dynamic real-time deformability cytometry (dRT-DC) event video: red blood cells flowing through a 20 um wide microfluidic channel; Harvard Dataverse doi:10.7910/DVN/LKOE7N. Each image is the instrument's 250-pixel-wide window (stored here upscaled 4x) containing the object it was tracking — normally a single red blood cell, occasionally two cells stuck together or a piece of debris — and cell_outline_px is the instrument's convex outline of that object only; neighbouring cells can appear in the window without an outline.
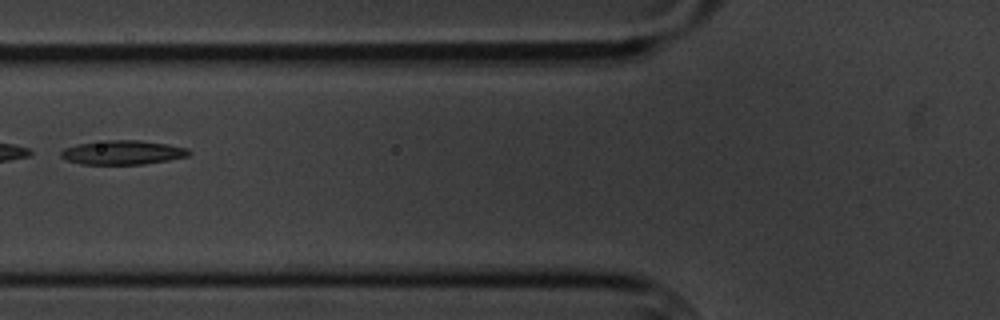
{"species": "common noctule bat (a hibernating species)", "species_latin": "Nyctalus noctula", "temperature_condition": "cold", "stored_images_in_passage": 4, "camera_frame_rate_fps": 3000, "um_per_image_px": 0.085, "animal": {"sex": "male", "body_mass_g": 20.1, "forearm_length_mm": 53.5}, "frame": {"image": 1, "passage_image": 2, "time_ms": 1.333, "image_size_px": [1000, 320], "cell_outline_px": [[192, 152], [188, 156], [168, 160], [144, 164], [80, 164], [68, 160], [60, 156], [60, 152], [64, 148], [76, 144], [108, 140], [140, 140], [168, 144], [188, 148]], "centroid_in_image_um": [10.44, 12.95], "position_along_channel_um": 115.4, "area_um2": 18.03}}
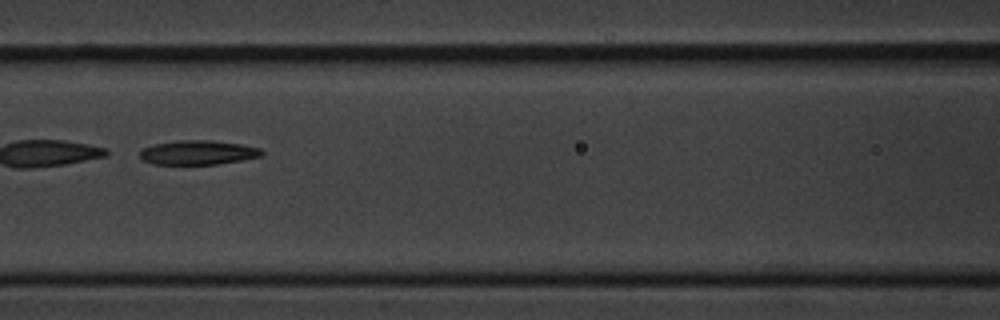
{"frame": {"image": 2, "passage_image": 3, "time_ms": 2.333, "image_size_px": [1000, 320], "cell_outline_px": [[264, 156], [216, 164], [152, 164], [140, 160], [140, 148], [156, 144], [180, 140], [212, 140], [240, 144], [260, 148], [264, 152]], "centroid_in_image_um": [16.81, 12.96], "position_along_channel_um": 149.8, "area_um2": 17.34}}
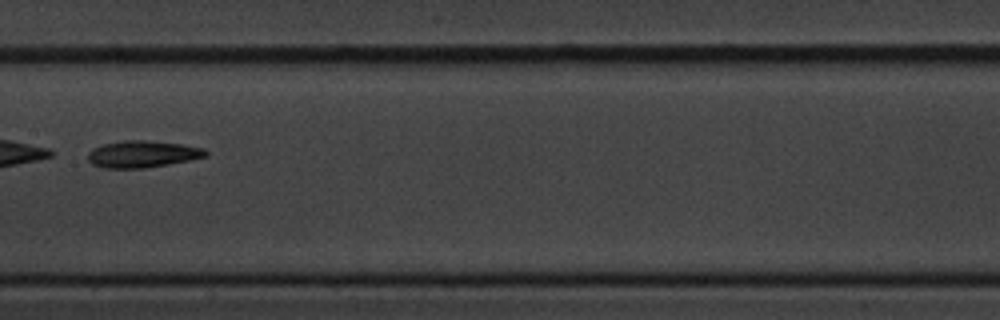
{"frame": {"image": 3, "passage_image": 4, "time_ms": 3.667, "image_size_px": [1000, 320], "cell_outline_px": [[208, 156], [192, 160], [144, 168], [100, 168], [92, 164], [88, 160], [88, 152], [92, 148], [100, 144], [124, 140], [144, 140], [184, 144], [204, 148], [208, 152]], "centroid_in_image_um": [12.1, 13.09], "position_along_channel_um": 195.3, "area_um2": 18.73}}